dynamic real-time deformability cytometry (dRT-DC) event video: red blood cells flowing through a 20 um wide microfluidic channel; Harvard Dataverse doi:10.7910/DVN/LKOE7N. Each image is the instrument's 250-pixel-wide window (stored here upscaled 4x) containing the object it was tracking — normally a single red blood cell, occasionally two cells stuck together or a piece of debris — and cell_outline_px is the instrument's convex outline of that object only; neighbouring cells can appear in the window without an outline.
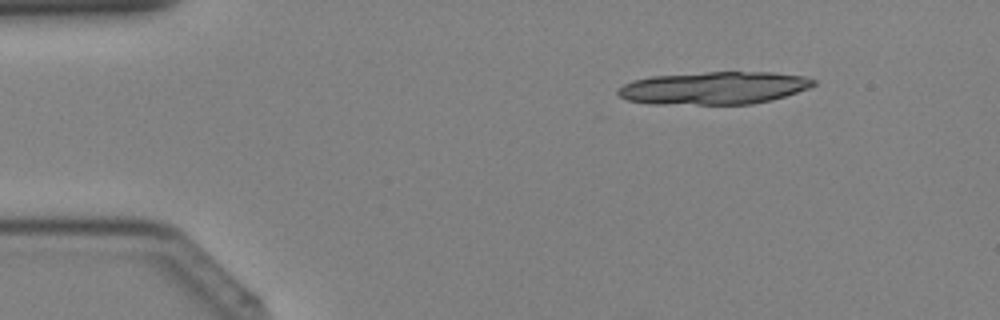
{"species": "Egyptian fruit bat (a non-hibernating species)", "species_latin": "Rousettus aegyptiacus", "temperature_condition": "cold", "stored_images_in_passage": 16, "camera_frame_rate_fps": 3000, "um_per_image_px": 0.085, "animal": {"sex": "female"}, "frame": {"image": 1, "passage_image": 3, "time_ms": 0.667, "image_size_px": [1000, 320], "cell_outline_px": [[816, 84], [808, 88], [772, 100], [752, 104], [652, 104], [628, 100], [620, 96], [616, 92], [624, 84], [632, 80], [652, 76], [704, 72], [772, 72], [804, 76], [816, 80]], "centroid_in_image_um": [60.69, 7.48], "position_along_channel_um": 24.3, "area_um2": 37.22}}